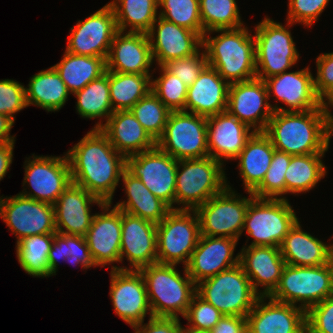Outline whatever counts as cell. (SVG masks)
Masks as SVG:
<instances>
[{"mask_svg":"<svg viewBox=\"0 0 333 333\" xmlns=\"http://www.w3.org/2000/svg\"><path fill=\"white\" fill-rule=\"evenodd\" d=\"M72 183L83 187L104 203L112 204L116 187L126 169V158L100 130H90L66 153Z\"/></svg>","mask_w":333,"mask_h":333,"instance_id":"cell-1","label":"cell"},{"mask_svg":"<svg viewBox=\"0 0 333 333\" xmlns=\"http://www.w3.org/2000/svg\"><path fill=\"white\" fill-rule=\"evenodd\" d=\"M264 133L275 150L287 154L325 153L333 134V115L322 107L304 112L274 111Z\"/></svg>","mask_w":333,"mask_h":333,"instance_id":"cell-2","label":"cell"},{"mask_svg":"<svg viewBox=\"0 0 333 333\" xmlns=\"http://www.w3.org/2000/svg\"><path fill=\"white\" fill-rule=\"evenodd\" d=\"M220 33L209 37L210 33ZM207 64L229 84L256 78L255 38L247 27L215 29L203 36Z\"/></svg>","mask_w":333,"mask_h":333,"instance_id":"cell-3","label":"cell"},{"mask_svg":"<svg viewBox=\"0 0 333 333\" xmlns=\"http://www.w3.org/2000/svg\"><path fill=\"white\" fill-rule=\"evenodd\" d=\"M177 265L155 263L139 269L148 294L153 317L180 318L188 311L196 284L184 267V276Z\"/></svg>","mask_w":333,"mask_h":333,"instance_id":"cell-4","label":"cell"},{"mask_svg":"<svg viewBox=\"0 0 333 333\" xmlns=\"http://www.w3.org/2000/svg\"><path fill=\"white\" fill-rule=\"evenodd\" d=\"M223 165L209 156L178 160L175 203L183 206H178V209L195 210L221 193L228 184Z\"/></svg>","mask_w":333,"mask_h":333,"instance_id":"cell-5","label":"cell"},{"mask_svg":"<svg viewBox=\"0 0 333 333\" xmlns=\"http://www.w3.org/2000/svg\"><path fill=\"white\" fill-rule=\"evenodd\" d=\"M333 295V259L320 266L285 265L280 282L270 297L306 312ZM297 303V304H296Z\"/></svg>","mask_w":333,"mask_h":333,"instance_id":"cell-6","label":"cell"},{"mask_svg":"<svg viewBox=\"0 0 333 333\" xmlns=\"http://www.w3.org/2000/svg\"><path fill=\"white\" fill-rule=\"evenodd\" d=\"M196 293L228 316L246 317L259 298L240 264L199 282Z\"/></svg>","mask_w":333,"mask_h":333,"instance_id":"cell-7","label":"cell"},{"mask_svg":"<svg viewBox=\"0 0 333 333\" xmlns=\"http://www.w3.org/2000/svg\"><path fill=\"white\" fill-rule=\"evenodd\" d=\"M287 27L266 17L255 28L256 78L265 80L281 74L299 59L291 32L294 24L287 21Z\"/></svg>","mask_w":333,"mask_h":333,"instance_id":"cell-8","label":"cell"},{"mask_svg":"<svg viewBox=\"0 0 333 333\" xmlns=\"http://www.w3.org/2000/svg\"><path fill=\"white\" fill-rule=\"evenodd\" d=\"M287 199L253 197L248 204L244 228L253 241L248 246L280 247L298 221Z\"/></svg>","mask_w":333,"mask_h":333,"instance_id":"cell-9","label":"cell"},{"mask_svg":"<svg viewBox=\"0 0 333 333\" xmlns=\"http://www.w3.org/2000/svg\"><path fill=\"white\" fill-rule=\"evenodd\" d=\"M200 236L195 210L172 209L157 224V263L177 265L182 262L186 267Z\"/></svg>","mask_w":333,"mask_h":333,"instance_id":"cell-10","label":"cell"},{"mask_svg":"<svg viewBox=\"0 0 333 333\" xmlns=\"http://www.w3.org/2000/svg\"><path fill=\"white\" fill-rule=\"evenodd\" d=\"M156 146L176 160L209 156L207 117L185 111H171Z\"/></svg>","mask_w":333,"mask_h":333,"instance_id":"cell-11","label":"cell"},{"mask_svg":"<svg viewBox=\"0 0 333 333\" xmlns=\"http://www.w3.org/2000/svg\"><path fill=\"white\" fill-rule=\"evenodd\" d=\"M248 194L249 198L241 197L227 184L221 193L198 206L195 211L199 218L200 234L239 240L249 201L254 197L251 192Z\"/></svg>","mask_w":333,"mask_h":333,"instance_id":"cell-12","label":"cell"},{"mask_svg":"<svg viewBox=\"0 0 333 333\" xmlns=\"http://www.w3.org/2000/svg\"><path fill=\"white\" fill-rule=\"evenodd\" d=\"M0 218L17 241L38 234L56 233L54 205L17 194L0 197Z\"/></svg>","mask_w":333,"mask_h":333,"instance_id":"cell-13","label":"cell"},{"mask_svg":"<svg viewBox=\"0 0 333 333\" xmlns=\"http://www.w3.org/2000/svg\"><path fill=\"white\" fill-rule=\"evenodd\" d=\"M178 160L160 150L157 146L126 157V170L171 209L175 204L176 171Z\"/></svg>","mask_w":333,"mask_h":333,"instance_id":"cell-14","label":"cell"},{"mask_svg":"<svg viewBox=\"0 0 333 333\" xmlns=\"http://www.w3.org/2000/svg\"><path fill=\"white\" fill-rule=\"evenodd\" d=\"M25 161L23 186L29 185L32 192L24 189L20 194L36 201L54 204L72 183L66 154L61 156H35Z\"/></svg>","mask_w":333,"mask_h":333,"instance_id":"cell-15","label":"cell"},{"mask_svg":"<svg viewBox=\"0 0 333 333\" xmlns=\"http://www.w3.org/2000/svg\"><path fill=\"white\" fill-rule=\"evenodd\" d=\"M71 28L66 50L76 55L107 60L113 37L118 32L114 11L106 4Z\"/></svg>","mask_w":333,"mask_h":333,"instance_id":"cell-16","label":"cell"},{"mask_svg":"<svg viewBox=\"0 0 333 333\" xmlns=\"http://www.w3.org/2000/svg\"><path fill=\"white\" fill-rule=\"evenodd\" d=\"M264 80L254 78L229 86L227 111L254 132H264L274 112Z\"/></svg>","mask_w":333,"mask_h":333,"instance_id":"cell-17","label":"cell"},{"mask_svg":"<svg viewBox=\"0 0 333 333\" xmlns=\"http://www.w3.org/2000/svg\"><path fill=\"white\" fill-rule=\"evenodd\" d=\"M110 298L116 315L130 326L152 316L144 278L139 270L111 269Z\"/></svg>","mask_w":333,"mask_h":333,"instance_id":"cell-18","label":"cell"},{"mask_svg":"<svg viewBox=\"0 0 333 333\" xmlns=\"http://www.w3.org/2000/svg\"><path fill=\"white\" fill-rule=\"evenodd\" d=\"M264 81L269 100L272 92L275 100L282 101L288 107L285 109L275 104L274 111L304 112L321 107V98L315 91L314 77L309 67L289 73L285 71Z\"/></svg>","mask_w":333,"mask_h":333,"instance_id":"cell-19","label":"cell"},{"mask_svg":"<svg viewBox=\"0 0 333 333\" xmlns=\"http://www.w3.org/2000/svg\"><path fill=\"white\" fill-rule=\"evenodd\" d=\"M147 36L153 61L156 60L158 66H163L170 60L195 55L203 47V38L198 33L160 16L147 32Z\"/></svg>","mask_w":333,"mask_h":333,"instance_id":"cell-20","label":"cell"},{"mask_svg":"<svg viewBox=\"0 0 333 333\" xmlns=\"http://www.w3.org/2000/svg\"><path fill=\"white\" fill-rule=\"evenodd\" d=\"M157 224L122 211L120 262L126 256L130 268L112 266L111 269L139 270L157 263Z\"/></svg>","mask_w":333,"mask_h":333,"instance_id":"cell-21","label":"cell"},{"mask_svg":"<svg viewBox=\"0 0 333 333\" xmlns=\"http://www.w3.org/2000/svg\"><path fill=\"white\" fill-rule=\"evenodd\" d=\"M95 213L84 238L96 266L120 263L122 211L104 203ZM111 209V210H110Z\"/></svg>","mask_w":333,"mask_h":333,"instance_id":"cell-22","label":"cell"},{"mask_svg":"<svg viewBox=\"0 0 333 333\" xmlns=\"http://www.w3.org/2000/svg\"><path fill=\"white\" fill-rule=\"evenodd\" d=\"M266 298L268 303L264 302ZM246 319L248 333H300L306 311L270 296H259Z\"/></svg>","mask_w":333,"mask_h":333,"instance_id":"cell-23","label":"cell"},{"mask_svg":"<svg viewBox=\"0 0 333 333\" xmlns=\"http://www.w3.org/2000/svg\"><path fill=\"white\" fill-rule=\"evenodd\" d=\"M238 240L201 235L186 266L195 284L239 264V253L233 258Z\"/></svg>","mask_w":333,"mask_h":333,"instance_id":"cell-24","label":"cell"},{"mask_svg":"<svg viewBox=\"0 0 333 333\" xmlns=\"http://www.w3.org/2000/svg\"><path fill=\"white\" fill-rule=\"evenodd\" d=\"M92 203L99 207L104 204L83 187L71 183L53 204L56 232L84 237L94 216L90 210Z\"/></svg>","mask_w":333,"mask_h":333,"instance_id":"cell-25","label":"cell"},{"mask_svg":"<svg viewBox=\"0 0 333 333\" xmlns=\"http://www.w3.org/2000/svg\"><path fill=\"white\" fill-rule=\"evenodd\" d=\"M239 264L259 296H270L274 292L286 265L280 247L272 246H244L239 252ZM259 285L263 291H259Z\"/></svg>","mask_w":333,"mask_h":333,"instance_id":"cell-26","label":"cell"},{"mask_svg":"<svg viewBox=\"0 0 333 333\" xmlns=\"http://www.w3.org/2000/svg\"><path fill=\"white\" fill-rule=\"evenodd\" d=\"M254 133L227 110L207 117V144L209 157L224 164L240 154Z\"/></svg>","mask_w":333,"mask_h":333,"instance_id":"cell-27","label":"cell"},{"mask_svg":"<svg viewBox=\"0 0 333 333\" xmlns=\"http://www.w3.org/2000/svg\"><path fill=\"white\" fill-rule=\"evenodd\" d=\"M153 62L147 33L118 31L113 37L106 60V70L120 73L152 74L150 67Z\"/></svg>","mask_w":333,"mask_h":333,"instance_id":"cell-28","label":"cell"},{"mask_svg":"<svg viewBox=\"0 0 333 333\" xmlns=\"http://www.w3.org/2000/svg\"><path fill=\"white\" fill-rule=\"evenodd\" d=\"M98 122L110 144L125 158L156 147V141L143 128L130 110L113 112L105 123Z\"/></svg>","mask_w":333,"mask_h":333,"instance_id":"cell-29","label":"cell"},{"mask_svg":"<svg viewBox=\"0 0 333 333\" xmlns=\"http://www.w3.org/2000/svg\"><path fill=\"white\" fill-rule=\"evenodd\" d=\"M229 86L217 70L207 64L188 87L185 112L208 117L226 111Z\"/></svg>","mask_w":333,"mask_h":333,"instance_id":"cell-30","label":"cell"},{"mask_svg":"<svg viewBox=\"0 0 333 333\" xmlns=\"http://www.w3.org/2000/svg\"><path fill=\"white\" fill-rule=\"evenodd\" d=\"M280 251L285 263L293 266H320L333 259V244L303 231L299 220L285 236Z\"/></svg>","mask_w":333,"mask_h":333,"instance_id":"cell-31","label":"cell"},{"mask_svg":"<svg viewBox=\"0 0 333 333\" xmlns=\"http://www.w3.org/2000/svg\"><path fill=\"white\" fill-rule=\"evenodd\" d=\"M274 146L264 132H254L235 158L247 192H253L263 181L272 161Z\"/></svg>","mask_w":333,"mask_h":333,"instance_id":"cell-32","label":"cell"},{"mask_svg":"<svg viewBox=\"0 0 333 333\" xmlns=\"http://www.w3.org/2000/svg\"><path fill=\"white\" fill-rule=\"evenodd\" d=\"M121 180L127 201L118 202L114 207L133 216L160 223L172 210L165 202L157 198L139 178L134 177L126 169Z\"/></svg>","mask_w":333,"mask_h":333,"instance_id":"cell-33","label":"cell"},{"mask_svg":"<svg viewBox=\"0 0 333 333\" xmlns=\"http://www.w3.org/2000/svg\"><path fill=\"white\" fill-rule=\"evenodd\" d=\"M25 89L27 105L42 107L47 112L60 110L71 94L53 67L33 75Z\"/></svg>","mask_w":333,"mask_h":333,"instance_id":"cell-34","label":"cell"},{"mask_svg":"<svg viewBox=\"0 0 333 333\" xmlns=\"http://www.w3.org/2000/svg\"><path fill=\"white\" fill-rule=\"evenodd\" d=\"M52 67L58 72L68 91L74 94L106 72V60L65 51L61 62Z\"/></svg>","mask_w":333,"mask_h":333,"instance_id":"cell-35","label":"cell"},{"mask_svg":"<svg viewBox=\"0 0 333 333\" xmlns=\"http://www.w3.org/2000/svg\"><path fill=\"white\" fill-rule=\"evenodd\" d=\"M151 74L109 71L110 100L113 111L130 110L151 91Z\"/></svg>","mask_w":333,"mask_h":333,"instance_id":"cell-36","label":"cell"},{"mask_svg":"<svg viewBox=\"0 0 333 333\" xmlns=\"http://www.w3.org/2000/svg\"><path fill=\"white\" fill-rule=\"evenodd\" d=\"M325 153L292 155L285 173L286 194H299L313 189L327 174L322 157Z\"/></svg>","mask_w":333,"mask_h":333,"instance_id":"cell-37","label":"cell"},{"mask_svg":"<svg viewBox=\"0 0 333 333\" xmlns=\"http://www.w3.org/2000/svg\"><path fill=\"white\" fill-rule=\"evenodd\" d=\"M115 15L118 31L147 33L157 20L158 0H113L108 3Z\"/></svg>","mask_w":333,"mask_h":333,"instance_id":"cell-38","label":"cell"},{"mask_svg":"<svg viewBox=\"0 0 333 333\" xmlns=\"http://www.w3.org/2000/svg\"><path fill=\"white\" fill-rule=\"evenodd\" d=\"M54 234H38L16 242V255L23 270L33 277H50L48 254Z\"/></svg>","mask_w":333,"mask_h":333,"instance_id":"cell-39","label":"cell"},{"mask_svg":"<svg viewBox=\"0 0 333 333\" xmlns=\"http://www.w3.org/2000/svg\"><path fill=\"white\" fill-rule=\"evenodd\" d=\"M73 95L77 98L76 110L83 118L101 117L107 121L114 112L110 100L109 71L107 70Z\"/></svg>","mask_w":333,"mask_h":333,"instance_id":"cell-40","label":"cell"},{"mask_svg":"<svg viewBox=\"0 0 333 333\" xmlns=\"http://www.w3.org/2000/svg\"><path fill=\"white\" fill-rule=\"evenodd\" d=\"M199 5L204 33L244 26L236 0H199Z\"/></svg>","mask_w":333,"mask_h":333,"instance_id":"cell-41","label":"cell"},{"mask_svg":"<svg viewBox=\"0 0 333 333\" xmlns=\"http://www.w3.org/2000/svg\"><path fill=\"white\" fill-rule=\"evenodd\" d=\"M130 111L155 141L162 136L171 113L151 91L141 98Z\"/></svg>","mask_w":333,"mask_h":333,"instance_id":"cell-42","label":"cell"},{"mask_svg":"<svg viewBox=\"0 0 333 333\" xmlns=\"http://www.w3.org/2000/svg\"><path fill=\"white\" fill-rule=\"evenodd\" d=\"M159 16L204 36L199 0H158Z\"/></svg>","mask_w":333,"mask_h":333,"instance_id":"cell-43","label":"cell"},{"mask_svg":"<svg viewBox=\"0 0 333 333\" xmlns=\"http://www.w3.org/2000/svg\"><path fill=\"white\" fill-rule=\"evenodd\" d=\"M291 156L286 152L274 150L271 164L262 183L252 192L254 197L262 199L286 198L282 195L286 194L285 173Z\"/></svg>","mask_w":333,"mask_h":333,"instance_id":"cell-44","label":"cell"},{"mask_svg":"<svg viewBox=\"0 0 333 333\" xmlns=\"http://www.w3.org/2000/svg\"><path fill=\"white\" fill-rule=\"evenodd\" d=\"M161 76L151 79V92L170 111H185L188 86L183 81L170 73L164 66H159Z\"/></svg>","mask_w":333,"mask_h":333,"instance_id":"cell-45","label":"cell"},{"mask_svg":"<svg viewBox=\"0 0 333 333\" xmlns=\"http://www.w3.org/2000/svg\"><path fill=\"white\" fill-rule=\"evenodd\" d=\"M222 316L223 314L212 304L195 293L184 318L188 320V328L209 332Z\"/></svg>","mask_w":333,"mask_h":333,"instance_id":"cell-46","label":"cell"},{"mask_svg":"<svg viewBox=\"0 0 333 333\" xmlns=\"http://www.w3.org/2000/svg\"><path fill=\"white\" fill-rule=\"evenodd\" d=\"M28 107L26 89L16 80H0V114L10 117L15 122L14 114Z\"/></svg>","mask_w":333,"mask_h":333,"instance_id":"cell-47","label":"cell"},{"mask_svg":"<svg viewBox=\"0 0 333 333\" xmlns=\"http://www.w3.org/2000/svg\"><path fill=\"white\" fill-rule=\"evenodd\" d=\"M207 65V56L205 51L198 52L195 55L170 60L163 66L176 77H179L188 87L198 78L200 72Z\"/></svg>","mask_w":333,"mask_h":333,"instance_id":"cell-48","label":"cell"},{"mask_svg":"<svg viewBox=\"0 0 333 333\" xmlns=\"http://www.w3.org/2000/svg\"><path fill=\"white\" fill-rule=\"evenodd\" d=\"M287 21L312 26L330 0H288Z\"/></svg>","mask_w":333,"mask_h":333,"instance_id":"cell-49","label":"cell"},{"mask_svg":"<svg viewBox=\"0 0 333 333\" xmlns=\"http://www.w3.org/2000/svg\"><path fill=\"white\" fill-rule=\"evenodd\" d=\"M306 322L319 333H333V295L312 306Z\"/></svg>","mask_w":333,"mask_h":333,"instance_id":"cell-50","label":"cell"},{"mask_svg":"<svg viewBox=\"0 0 333 333\" xmlns=\"http://www.w3.org/2000/svg\"><path fill=\"white\" fill-rule=\"evenodd\" d=\"M315 91L322 98L333 86V52L323 53L316 59Z\"/></svg>","mask_w":333,"mask_h":333,"instance_id":"cell-51","label":"cell"},{"mask_svg":"<svg viewBox=\"0 0 333 333\" xmlns=\"http://www.w3.org/2000/svg\"><path fill=\"white\" fill-rule=\"evenodd\" d=\"M67 255L65 261L72 265L80 264L83 269L96 267L83 236L67 235Z\"/></svg>","mask_w":333,"mask_h":333,"instance_id":"cell-52","label":"cell"},{"mask_svg":"<svg viewBox=\"0 0 333 333\" xmlns=\"http://www.w3.org/2000/svg\"><path fill=\"white\" fill-rule=\"evenodd\" d=\"M179 318L149 317L147 324L142 322L133 326L134 333H182Z\"/></svg>","mask_w":333,"mask_h":333,"instance_id":"cell-53","label":"cell"},{"mask_svg":"<svg viewBox=\"0 0 333 333\" xmlns=\"http://www.w3.org/2000/svg\"><path fill=\"white\" fill-rule=\"evenodd\" d=\"M67 255V235L62 233H54V240L48 254L49 273L56 275L58 268V260H66Z\"/></svg>","mask_w":333,"mask_h":333,"instance_id":"cell-54","label":"cell"},{"mask_svg":"<svg viewBox=\"0 0 333 333\" xmlns=\"http://www.w3.org/2000/svg\"><path fill=\"white\" fill-rule=\"evenodd\" d=\"M209 333H248L247 319L241 316L223 315Z\"/></svg>","mask_w":333,"mask_h":333,"instance_id":"cell-55","label":"cell"},{"mask_svg":"<svg viewBox=\"0 0 333 333\" xmlns=\"http://www.w3.org/2000/svg\"><path fill=\"white\" fill-rule=\"evenodd\" d=\"M15 142L0 144V181L5 177L13 160Z\"/></svg>","mask_w":333,"mask_h":333,"instance_id":"cell-56","label":"cell"},{"mask_svg":"<svg viewBox=\"0 0 333 333\" xmlns=\"http://www.w3.org/2000/svg\"><path fill=\"white\" fill-rule=\"evenodd\" d=\"M14 121L3 114H0V144L15 142V136L10 135Z\"/></svg>","mask_w":333,"mask_h":333,"instance_id":"cell-57","label":"cell"},{"mask_svg":"<svg viewBox=\"0 0 333 333\" xmlns=\"http://www.w3.org/2000/svg\"><path fill=\"white\" fill-rule=\"evenodd\" d=\"M327 100V101H326ZM333 106V86L332 88L321 98V107L328 113L329 107Z\"/></svg>","mask_w":333,"mask_h":333,"instance_id":"cell-58","label":"cell"},{"mask_svg":"<svg viewBox=\"0 0 333 333\" xmlns=\"http://www.w3.org/2000/svg\"><path fill=\"white\" fill-rule=\"evenodd\" d=\"M300 333H319L314 328H312L307 322L303 325Z\"/></svg>","mask_w":333,"mask_h":333,"instance_id":"cell-59","label":"cell"},{"mask_svg":"<svg viewBox=\"0 0 333 333\" xmlns=\"http://www.w3.org/2000/svg\"><path fill=\"white\" fill-rule=\"evenodd\" d=\"M182 333H209V332H204V331H196V330H192L188 327H182Z\"/></svg>","mask_w":333,"mask_h":333,"instance_id":"cell-60","label":"cell"}]
</instances>
